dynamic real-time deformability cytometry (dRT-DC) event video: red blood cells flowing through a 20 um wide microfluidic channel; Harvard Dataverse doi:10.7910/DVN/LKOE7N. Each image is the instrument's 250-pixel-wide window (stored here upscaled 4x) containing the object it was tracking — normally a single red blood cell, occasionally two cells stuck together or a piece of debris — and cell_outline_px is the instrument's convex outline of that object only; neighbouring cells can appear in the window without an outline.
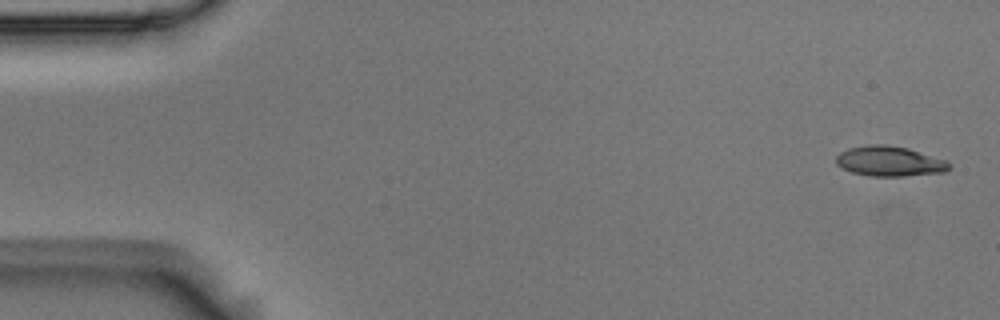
{"species": "Egyptian fruit bat (a non-hibernating species)", "species_latin": "Rousettus aegyptiacus", "temperature_condition": "room temperature", "stored_images_in_passage": 6, "camera_frame_rate_fps": 3000, "um_per_image_px": 0.085, "animal": {"sex": "male"}, "frame": {"image": 1, "passage_image": 1, "time_ms": 0.0, "image_size_px": [1000, 320], "cell_outline_px": [[952, 168], [944, 172], [904, 176], [872, 176], [852, 172], [840, 168], [836, 164], [836, 156], [840, 152], [848, 148], [868, 144], [884, 144], [908, 148], [944, 160], [952, 164]], "centroid_in_image_um": [75.59, 13.7], "position_along_channel_um": 9.4, "area_um2": 19.88}}
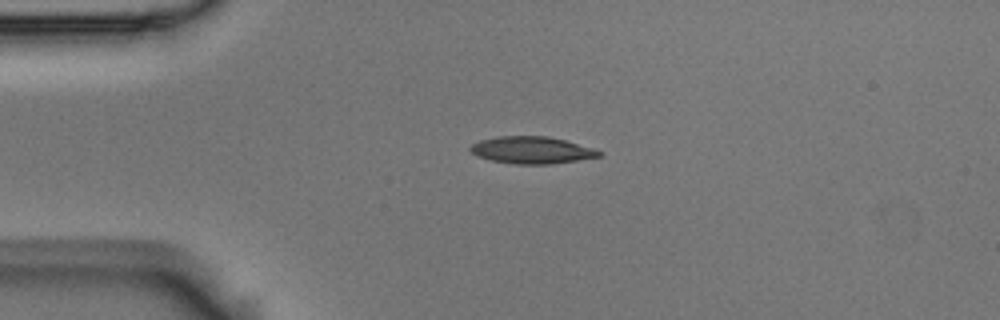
{"frame": {"image": 2, "passage_image": 4, "time_ms": 1.0, "image_size_px": [1000, 320], "cell_outline_px": [[604, 152], [600, 156], [552, 164], [516, 164], [492, 160], [476, 156], [468, 148], [472, 144], [480, 140], [500, 136], [548, 136], [564, 140], [592, 148]], "centroid_in_image_um": [45.18, 12.76], "position_along_channel_um": 39.8, "area_um2": 20.11}}
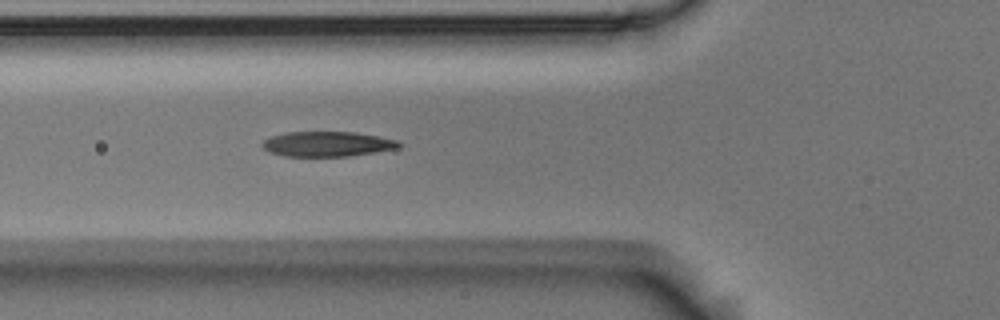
{"frame": {"image": 3, "passage_image": 6, "time_ms": 1.667, "image_size_px": [1000, 320], "cell_outline_px": [[404, 144], [400, 148], [352, 156], [284, 156], [272, 152], [264, 148], [260, 144], [264, 140], [272, 136], [288, 132], [356, 132], [380, 136], [400, 140]], "centroid_in_image_um": [27.92, 12.24], "position_along_channel_um": 97.9, "area_um2": 20.11}}